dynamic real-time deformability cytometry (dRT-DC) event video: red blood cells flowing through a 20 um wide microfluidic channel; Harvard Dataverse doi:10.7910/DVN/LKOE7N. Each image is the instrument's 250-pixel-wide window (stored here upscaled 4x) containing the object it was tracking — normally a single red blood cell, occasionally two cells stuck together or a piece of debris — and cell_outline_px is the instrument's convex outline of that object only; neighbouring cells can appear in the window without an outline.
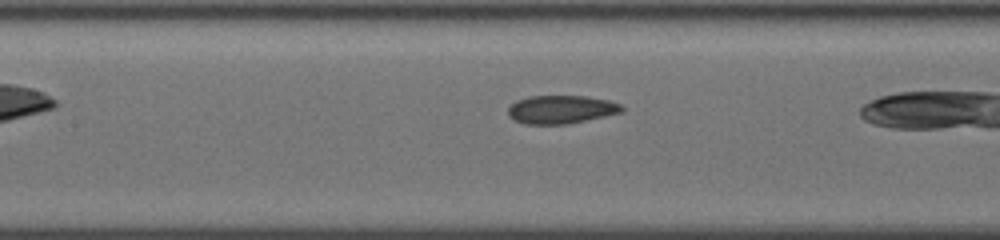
{"species": "common noctule bat (a hibernating species)", "species_latin": "Nyctalus noctula", "temperature_condition": "cold", "stored_images_in_passage": 17, "camera_frame_rate_fps": 3000, "um_per_image_px": 0.085, "animal": {"sex": "female", "body_mass_g": 19.5, "forearm_length_mm": 54.1}, "frame": {"image": 1, "passage_image": 8, "time_ms": 2.333, "image_size_px": [1000, 240], "cell_outline_px": [[624, 108], [620, 112], [604, 116], [568, 124], [524, 124], [512, 120], [508, 116], [508, 108], [516, 100], [528, 96], [584, 96], [608, 100], [620, 104]], "centroid_in_image_um": [47.63, 9.31], "position_along_channel_um": 159.8, "area_um2": 18.73}}